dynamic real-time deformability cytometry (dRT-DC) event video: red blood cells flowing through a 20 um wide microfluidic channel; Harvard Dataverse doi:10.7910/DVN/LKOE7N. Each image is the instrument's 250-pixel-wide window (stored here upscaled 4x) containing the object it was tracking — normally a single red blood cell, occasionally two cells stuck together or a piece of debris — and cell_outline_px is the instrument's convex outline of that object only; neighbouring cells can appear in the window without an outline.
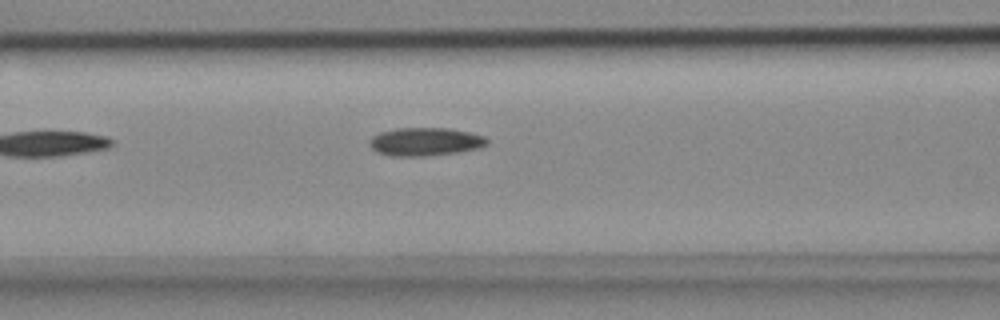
{"species": "common noctule bat (a hibernating species)", "species_latin": "Nyctalus noctula", "temperature_condition": "cold", "stored_images_in_passage": 6, "camera_frame_rate_fps": 3000, "um_per_image_px": 0.085, "animal": {"sex": "female", "body_mass_g": 18.4}, "frame": {"image": 1, "passage_image": 6, "time_ms": 1.667, "image_size_px": [1000, 320], "cell_outline_px": [[488, 144], [480, 148], [456, 152], [428, 156], [392, 156], [376, 152], [368, 144], [368, 140], [372, 136], [380, 132], [396, 128], [448, 128], [468, 132], [484, 136], [488, 140]], "centroid_in_image_um": [36.11, 12.04], "position_along_channel_um": 130.5, "area_um2": 19.42}}